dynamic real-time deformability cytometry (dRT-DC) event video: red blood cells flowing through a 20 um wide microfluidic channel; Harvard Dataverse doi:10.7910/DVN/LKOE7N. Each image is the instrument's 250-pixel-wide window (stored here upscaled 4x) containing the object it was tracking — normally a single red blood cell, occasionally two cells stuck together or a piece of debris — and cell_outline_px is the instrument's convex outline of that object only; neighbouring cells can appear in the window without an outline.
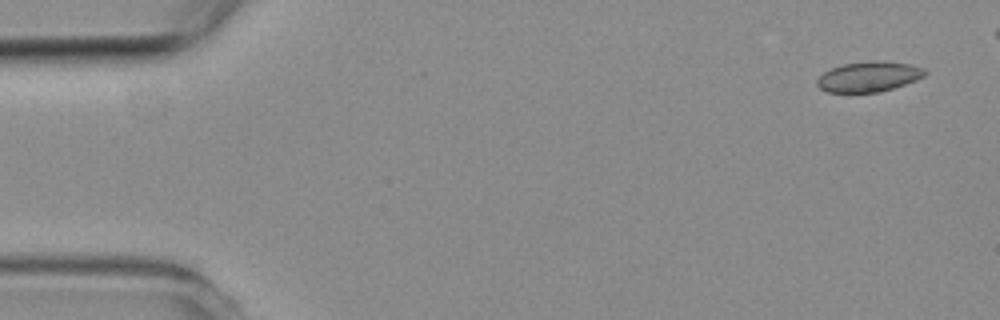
{"species": "common noctule bat (a hibernating species)", "species_latin": "Nyctalus noctula", "temperature_condition": "room temperature", "stored_images_in_passage": 6, "camera_frame_rate_fps": 3000, "um_per_image_px": 0.085, "animal": {"sex": "female", "body_mass_g": 19.3, "forearm_length_mm": 54.1}, "frame": {"image": 1, "passage_image": 1, "time_ms": 0.0, "image_size_px": [1000, 320], "cell_outline_px": [[928, 72], [924, 76], [916, 80], [892, 88], [876, 92], [828, 92], [820, 88], [816, 84], [816, 80], [824, 72], [832, 68], [844, 64], [912, 64], [924, 68]], "centroid_in_image_um": [73.82, 6.57], "position_along_channel_um": 11.2, "area_um2": 17.86}}
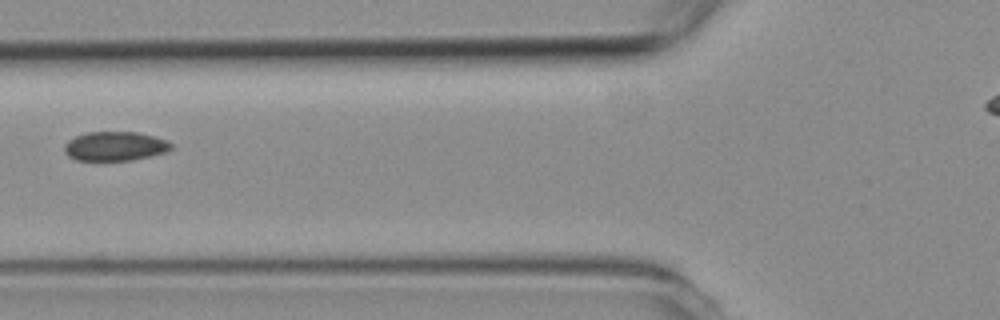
{"frame": {"image": 2, "passage_image": 5, "time_ms": 5.667, "image_size_px": [1000, 320], "cell_outline_px": [[172, 148], [164, 152], [132, 160], [76, 160], [68, 156], [64, 152], [64, 144], [68, 140], [76, 136], [88, 132], [136, 132], [152, 136], [164, 140], [172, 144]], "centroid_in_image_um": [9.72, 12.43], "position_along_channel_um": 116.1, "area_um2": 17.92}}
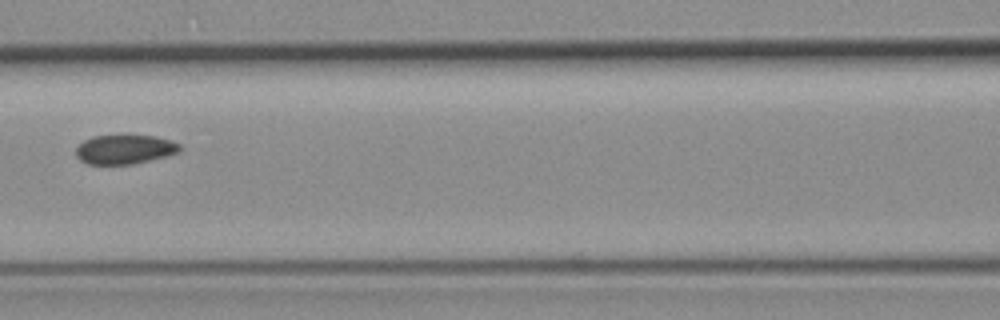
{"frame": {"image": 3, "passage_image": 6, "time_ms": 6.667, "image_size_px": [1000, 320], "cell_outline_px": [[180, 152], [168, 156], [132, 164], [88, 164], [80, 160], [76, 156], [76, 148], [84, 140], [92, 136], [124, 132], [156, 136], [172, 140], [180, 144]], "centroid_in_image_um": [10.62, 12.64], "position_along_channel_um": 156.0, "area_um2": 18.61}}